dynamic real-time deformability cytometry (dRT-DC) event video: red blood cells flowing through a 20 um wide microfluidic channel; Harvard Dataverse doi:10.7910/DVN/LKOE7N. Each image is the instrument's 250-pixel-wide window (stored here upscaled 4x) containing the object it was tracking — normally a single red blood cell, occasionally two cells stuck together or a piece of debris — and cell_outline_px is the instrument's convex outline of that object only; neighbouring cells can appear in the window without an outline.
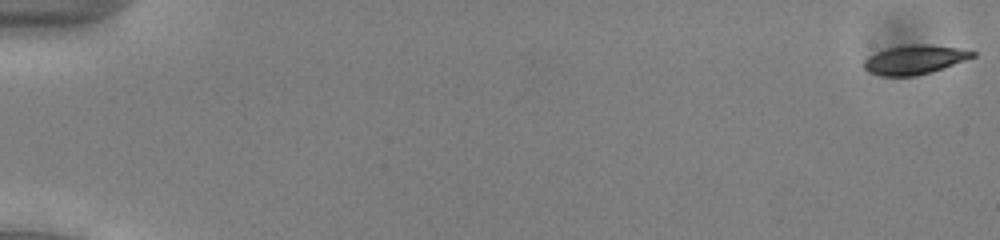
{"species": "common noctule bat (a hibernating species)", "species_latin": "Nyctalus noctula", "temperature_condition": "cold", "stored_images_in_passage": 54, "camera_frame_rate_fps": 3000, "um_per_image_px": 0.085, "animal": {"sex": "male", "body_mass_g": 13.0, "forearm_length_mm": 53.1}, "frame": {"image": 1, "passage_image": 1, "time_ms": 0.0, "image_size_px": [1000, 240], "cell_outline_px": [[976, 56], [916, 76], [884, 76], [868, 72], [864, 68], [864, 60], [868, 56], [876, 52], [888, 48], [908, 44], [928, 44], [956, 48], [976, 52]], "centroid_in_image_um": [77.68, 5.06], "position_along_channel_um": 7.3, "area_um2": 18.09}}
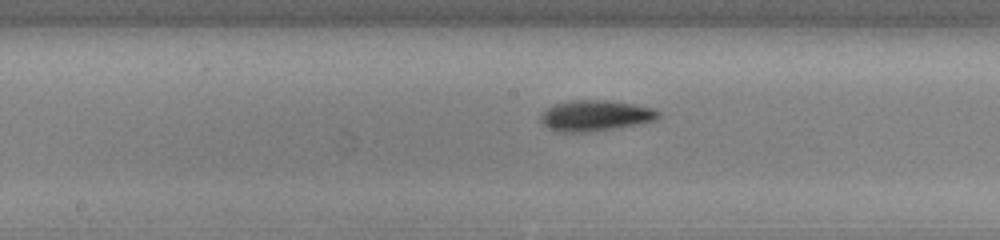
{"frame": {"image": 2, "passage_image": 29, "time_ms": 9.333, "image_size_px": [1000, 240], "cell_outline_px": [[660, 116], [656, 120], [636, 124], [588, 132], [556, 132], [548, 128], [540, 120], [540, 116], [548, 108], [556, 104], [568, 100], [604, 100], [632, 104], [652, 108], [660, 112]], "centroid_in_image_um": [50.58, 9.83], "position_along_channel_um": 197.6, "area_um2": 20.87}}
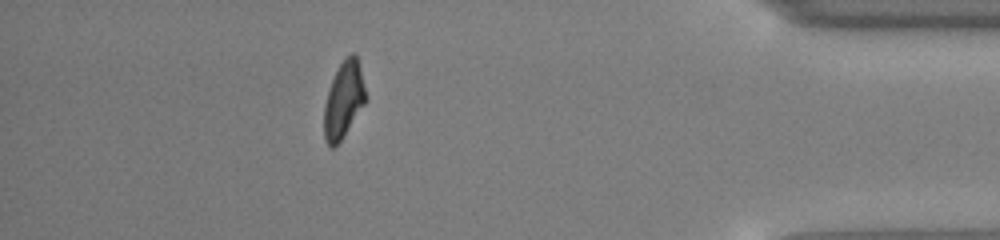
{"frame": {"image": 3, "passage_image": 48, "time_ms": 15.667, "image_size_px": [1000, 240], "cell_outline_px": [[364, 104], [340, 140], [332, 148], [324, 140], [324, 104], [332, 80], [340, 64], [352, 52], [356, 56], [360, 68], [364, 88]], "centroid_in_image_um": [29.17, 8.5], "position_along_channel_um": 406.0, "area_um2": 17.69}, "authors_computed_cell_mechanics": {"area_um2": 19.2763, "velocity_mm_per_s": 3.9411, "shape_relaxation_time_tau1_ms": 2.9334, "shape_relaxation_time_tau2_ms": 1.527, "deformation_change_tau1": 0.1422, "deformation_change_tau2": 0.086}}